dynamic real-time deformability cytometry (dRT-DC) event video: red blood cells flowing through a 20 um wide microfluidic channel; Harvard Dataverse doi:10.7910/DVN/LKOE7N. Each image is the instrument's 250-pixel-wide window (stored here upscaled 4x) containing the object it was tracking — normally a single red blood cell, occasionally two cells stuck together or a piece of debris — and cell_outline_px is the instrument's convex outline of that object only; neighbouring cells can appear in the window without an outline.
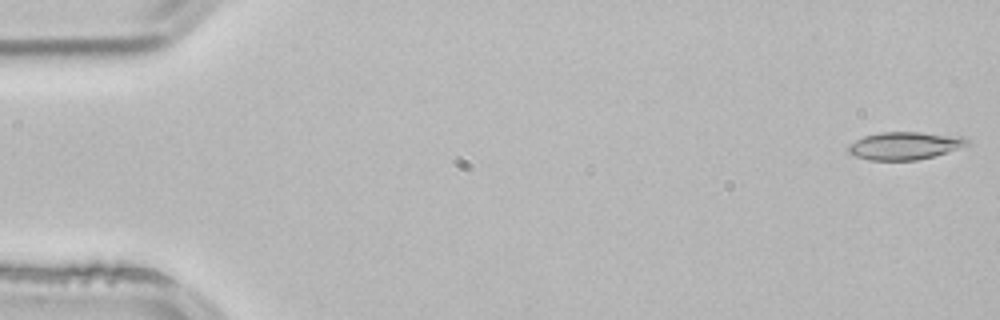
{"species": "common noctule bat (a hibernating species)", "species_latin": "Nyctalus noctula", "temperature_condition": "room temperature", "stored_images_in_passage": 4, "camera_frame_rate_fps": 3000, "um_per_image_px": 0.085, "animal": {"sex": "male", "body_mass_g": 21.5, "forearm_length_mm": 52.0}, "frame": {"image": 1, "passage_image": 1, "time_ms": 0.0, "image_size_px": [1000, 320], "cell_outline_px": [[972, 144], [932, 156], [916, 160], [868, 160], [856, 156], [848, 152], [844, 148], [848, 144], [864, 136], [880, 132], [920, 132], [964, 136]], "centroid_in_image_um": [76.88, 12.37], "position_along_channel_um": 8.1, "area_um2": 19.31}}